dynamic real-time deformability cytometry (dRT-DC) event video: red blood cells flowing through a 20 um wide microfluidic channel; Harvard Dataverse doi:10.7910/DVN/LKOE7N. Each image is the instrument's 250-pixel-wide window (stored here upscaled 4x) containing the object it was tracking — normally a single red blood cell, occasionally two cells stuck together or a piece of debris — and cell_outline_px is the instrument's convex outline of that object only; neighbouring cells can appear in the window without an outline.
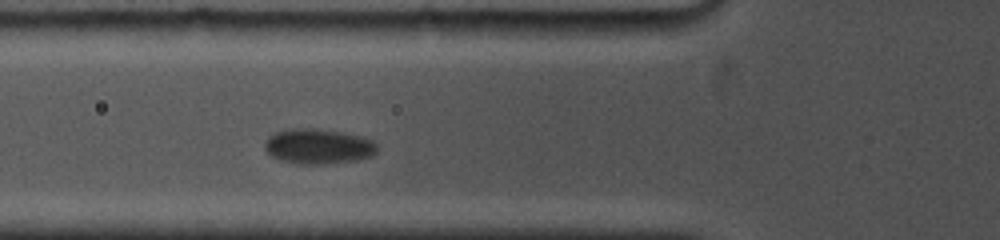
{"species": "common noctule bat (a hibernating species)", "species_latin": "Nyctalus noctula", "temperature_condition": "cold", "stored_images_in_passage": 4, "camera_frame_rate_fps": 5000, "um_per_image_px": 0.085, "animal": {"sex": "female", "body_mass_g": 19.0, "forearm_length_mm": 53.3}, "frame": {"image": 1, "passage_image": 4, "time_ms": 2.0, "image_size_px": [1000, 240], "cell_outline_px": [[380, 148], [372, 156], [356, 160], [324, 164], [296, 164], [280, 160], [272, 156], [264, 148], [264, 144], [268, 136], [272, 132], [288, 128], [312, 128], [344, 132], [364, 136], [372, 140]], "centroid_in_image_um": [27.05, 12.43], "position_along_channel_um": 98.7, "area_um2": 23.47}}